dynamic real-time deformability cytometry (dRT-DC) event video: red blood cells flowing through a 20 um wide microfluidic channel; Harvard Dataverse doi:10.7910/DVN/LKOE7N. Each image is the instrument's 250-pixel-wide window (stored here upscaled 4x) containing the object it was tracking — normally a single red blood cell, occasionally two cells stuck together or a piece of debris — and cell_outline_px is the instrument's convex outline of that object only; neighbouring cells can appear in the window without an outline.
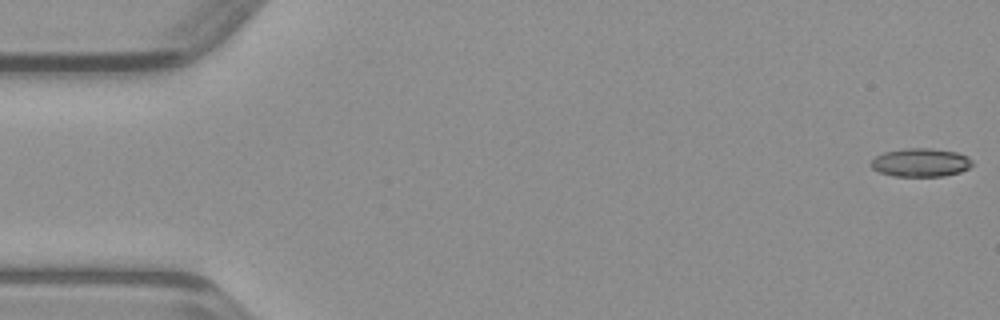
{"species": "common noctule bat (a hibernating species)", "species_latin": "Nyctalus noctula", "temperature_condition": "warm", "stored_images_in_passage": 48, "camera_frame_rate_fps": 3000, "um_per_image_px": 0.085, "animal": {"sex": "male", "body_mass_g": 23.1, "forearm_length_mm": 52.7}, "frame": {"image": 1, "passage_image": 1, "time_ms": 0.0, "image_size_px": [1000, 320], "cell_outline_px": [[972, 164], [968, 168], [960, 172], [944, 176], [892, 176], [880, 172], [872, 168], [868, 164], [876, 156], [884, 152], [904, 148], [932, 148], [956, 152], [968, 156], [972, 160]], "centroid_in_image_um": [78.24, 13.81], "position_along_channel_um": 6.8, "area_um2": 16.88}}
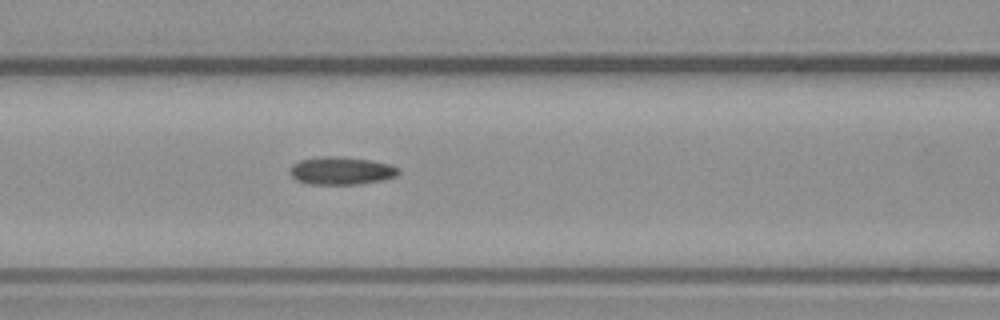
{"frame": {"image": 2, "passage_image": 20, "time_ms": 6.333, "image_size_px": [1000, 320], "cell_outline_px": [[400, 172], [396, 176], [380, 180], [356, 184], [308, 184], [296, 180], [292, 176], [292, 164], [300, 160], [320, 156], [340, 156], [372, 160], [388, 164], [400, 168]], "centroid_in_image_um": [29.02, 14.5], "position_along_channel_um": 137.6, "area_um2": 17.51}}
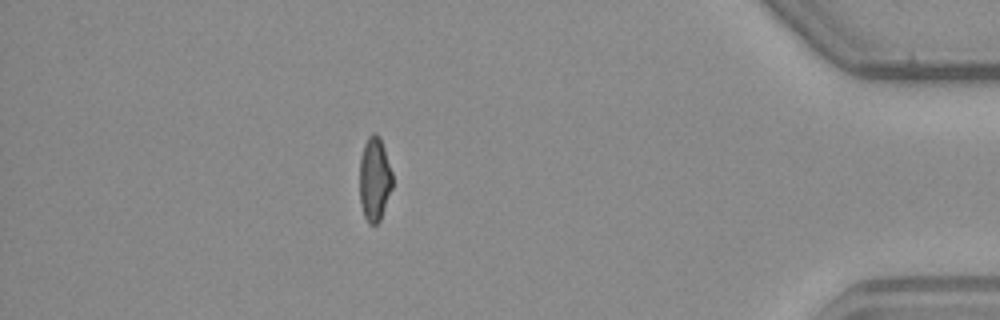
{"frame": {"image": 3, "passage_image": 42, "time_ms": 13.667, "image_size_px": [1000, 320], "cell_outline_px": [[392, 188], [380, 220], [376, 224], [368, 224], [364, 216], [360, 204], [360, 156], [364, 144], [368, 136], [372, 132], [376, 132], [380, 136], [392, 172]], "centroid_in_image_um": [31.83, 15.2], "position_along_channel_um": 403.4, "area_um2": 16.18}}